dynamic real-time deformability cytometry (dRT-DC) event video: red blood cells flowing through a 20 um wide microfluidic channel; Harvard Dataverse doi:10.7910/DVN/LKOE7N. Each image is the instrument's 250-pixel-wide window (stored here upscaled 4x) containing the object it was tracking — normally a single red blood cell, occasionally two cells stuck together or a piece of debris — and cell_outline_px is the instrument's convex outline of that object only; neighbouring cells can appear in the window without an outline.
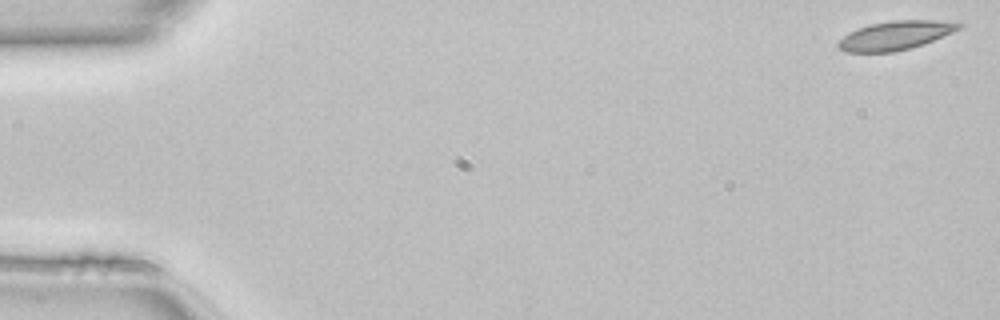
{"species": "common noctule bat (a hibernating species)", "species_latin": "Nyctalus noctula", "temperature_condition": "room temperature", "stored_images_in_passage": 49, "camera_frame_rate_fps": 3000, "um_per_image_px": 0.085, "animal": {"sex": "female", "body_mass_g": 22.7, "forearm_length_mm": 54.2}, "frame": {"image": 1, "passage_image": 1, "time_ms": 0.0, "image_size_px": [1000, 320], "cell_outline_px": [[964, 24], [960, 28], [952, 32], [924, 44], [892, 52], [844, 52], [836, 44], [848, 32], [872, 24], [892, 20], [932, 20]], "centroid_in_image_um": [76.08, 3.01], "position_along_channel_um": 8.9, "area_um2": 19.88}}
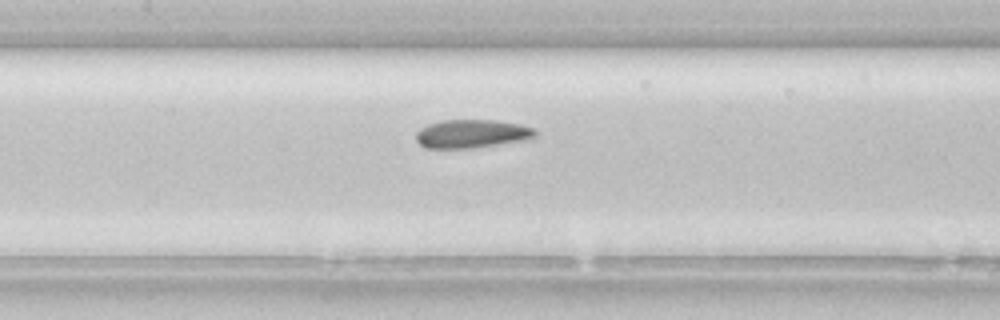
{"frame": {"image": 2, "passage_image": 23, "time_ms": 7.333, "image_size_px": [1000, 320], "cell_outline_px": [[536, 136], [532, 140], [476, 148], [424, 148], [416, 140], [416, 132], [420, 128], [428, 124], [440, 120], [496, 120], [516, 124], [532, 128], [536, 132]], "centroid_in_image_um": [40.11, 11.38], "position_along_channel_um": 167.3, "area_um2": 20.06}}
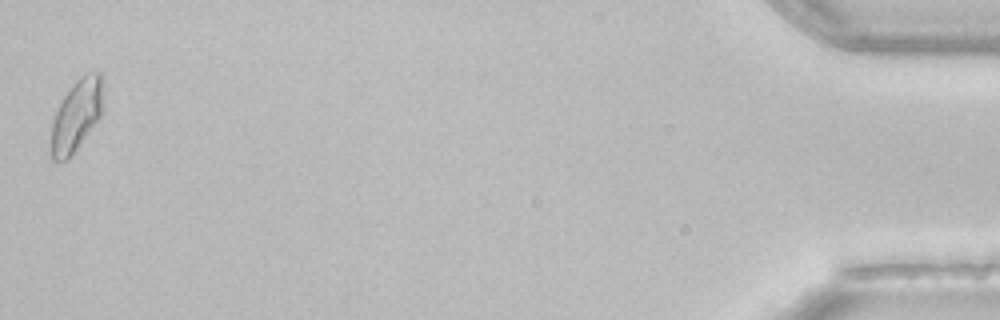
{"frame": {"image": 3, "passage_image": 49, "time_ms": 16.0, "image_size_px": [1000, 320], "cell_outline_px": [[104, 112], [72, 156], [64, 160], [52, 160], [52, 120], [64, 96], [76, 80], [80, 76], [92, 72], [100, 72], [104, 80]], "centroid_in_image_um": [6.58, 9.76], "position_along_channel_um": 428.6, "area_um2": 21.96}, "authors_computed_cell_mechanics": {"area_um2": 19.8832, "velocity_mm_per_s": 4.1343, "shape_relaxation_time_tau1_ms": 4.2851, "shape_relaxation_time_tau2_ms": 1.7165, "deformation_change_tau1": 0.1202, "deformation_change_tau2": 0.0776}}